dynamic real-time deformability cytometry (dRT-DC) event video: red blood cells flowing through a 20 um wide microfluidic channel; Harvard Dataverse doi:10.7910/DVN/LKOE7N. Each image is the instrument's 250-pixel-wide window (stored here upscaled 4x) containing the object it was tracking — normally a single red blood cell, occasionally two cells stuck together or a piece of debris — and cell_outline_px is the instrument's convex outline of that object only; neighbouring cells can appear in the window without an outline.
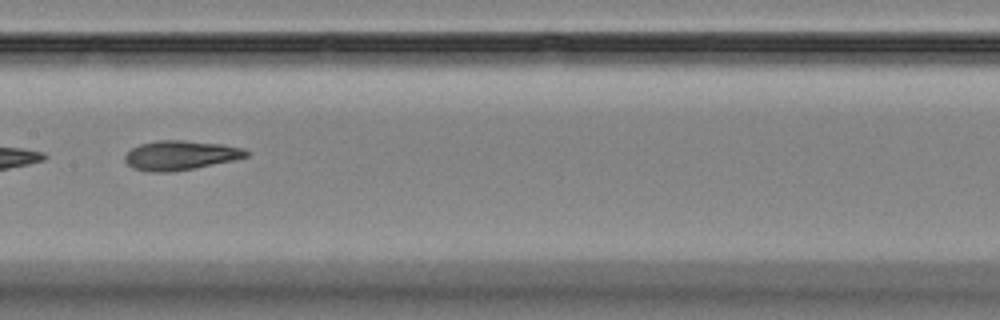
{"species": "Egyptian fruit bat (a non-hibernating species)", "species_latin": "Rousettus aegyptiacus", "temperature_condition": "room temperature", "stored_images_in_passage": 14, "camera_frame_rate_fps": 3000, "um_per_image_px": 0.085, "animal": {"sex": "female"}, "frame": {"image": 1, "passage_image": 7, "time_ms": 8.333, "image_size_px": [1000, 320], "cell_outline_px": [[248, 156], [232, 160], [196, 168], [168, 172], [148, 172], [132, 168], [124, 160], [124, 156], [132, 148], [140, 144], [156, 140], [184, 140], [224, 144], [244, 148], [248, 152]], "centroid_in_image_um": [15.32, 13.19], "position_along_channel_um": 192.1, "area_um2": 20.87}}
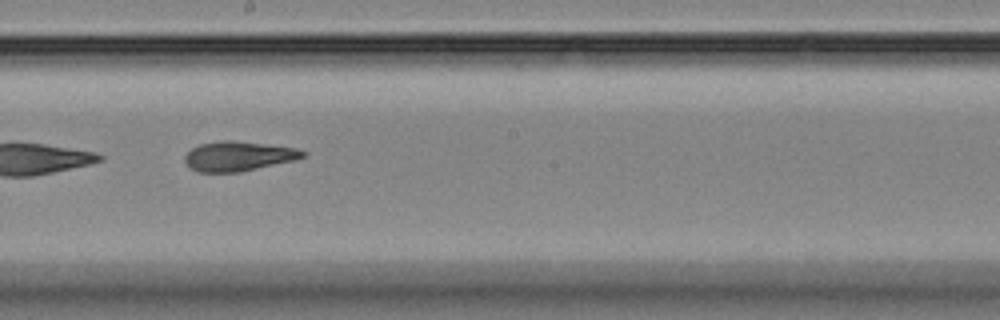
{"frame": {"image": 2, "passage_image": 8, "time_ms": 9.333, "image_size_px": [1000, 320], "cell_outline_px": [[308, 156], [296, 160], [240, 172], [196, 172], [184, 160], [184, 156], [192, 148], [200, 144], [220, 140], [232, 140], [268, 144], [296, 148], [308, 152]], "centroid_in_image_um": [20.31, 13.27], "position_along_channel_um": 227.9, "area_um2": 20.58}}
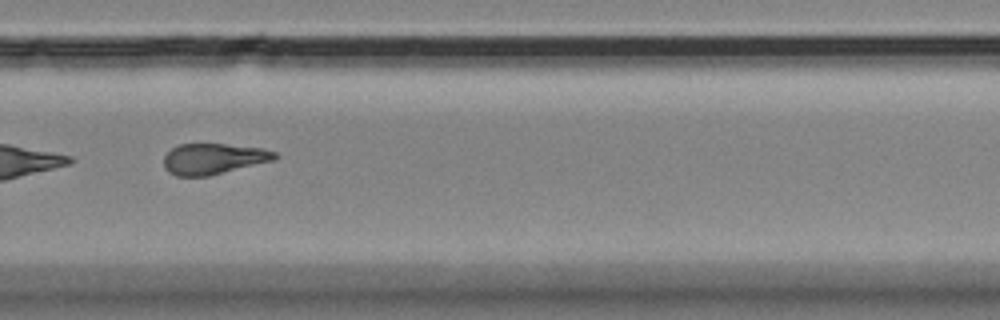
{"frame": {"image": 3, "passage_image": 10, "time_ms": 11.667, "image_size_px": [1000, 320], "cell_outline_px": [[280, 156], [276, 160], [208, 176], [176, 176], [168, 172], [164, 168], [164, 156], [172, 148], [180, 144], [224, 144], [264, 148], [276, 152]], "centroid_in_image_um": [18.18, 13.5], "position_along_channel_um": 311.6, "area_um2": 20.11}, "authors_computed_cell_mechanics": {"area_um2": 20.7213, "velocity_mm_per_s": 3.6053, "shape_relaxation_time_tau1_ms": 2.8103, "shape_relaxation_time_tau2_ms": 2.6341, "deformation_change_tau1": 0.1264, "deformation_change_tau2": 0.1179}}